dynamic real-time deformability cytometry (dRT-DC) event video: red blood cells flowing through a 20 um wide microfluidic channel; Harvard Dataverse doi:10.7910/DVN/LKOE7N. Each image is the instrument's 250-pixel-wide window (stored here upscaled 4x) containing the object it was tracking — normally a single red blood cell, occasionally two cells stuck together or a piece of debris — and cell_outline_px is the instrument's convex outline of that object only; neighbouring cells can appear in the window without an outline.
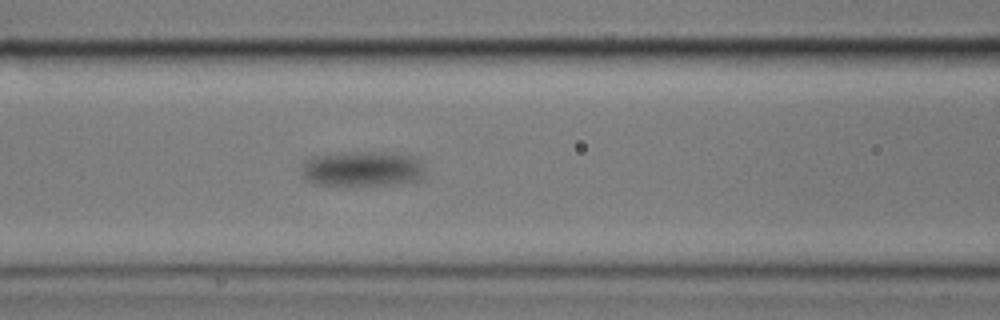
{"species": "common noctule bat (a hibernating species)", "species_latin": "Nyctalus noctula", "temperature_condition": "cold", "stored_images_in_passage": 3, "camera_frame_rate_fps": 3000, "um_per_image_px": 0.085, "animal": {"sex": "male", "body_mass_g": 17.9}, "frame": {"image": 1, "passage_image": 3, "time_ms": 2.333, "image_size_px": [1000, 320], "cell_outline_px": [[424, 172], [420, 180], [396, 184], [316, 184], [308, 180], [300, 172], [300, 164], [304, 160], [312, 156], [340, 152], [396, 152], [412, 156], [420, 160], [424, 164]], "centroid_in_image_um": [30.8, 14.31], "position_along_channel_um": 135.8, "area_um2": 25.61}}